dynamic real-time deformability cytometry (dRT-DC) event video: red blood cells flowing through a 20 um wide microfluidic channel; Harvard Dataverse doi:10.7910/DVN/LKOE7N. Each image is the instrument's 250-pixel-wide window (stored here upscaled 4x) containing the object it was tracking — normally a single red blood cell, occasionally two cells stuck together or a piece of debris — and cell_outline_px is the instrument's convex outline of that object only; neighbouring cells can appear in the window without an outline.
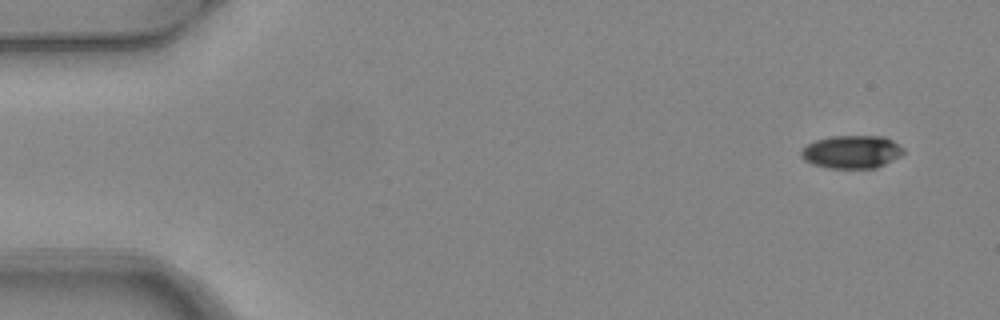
{"species": "common noctule bat (a hibernating species)", "species_latin": "Nyctalus noctula", "temperature_condition": "warm", "stored_images_in_passage": 4, "camera_frame_rate_fps": 3000, "um_per_image_px": 0.085, "animal": {"sex": "female", "body_mass_g": 24.6, "forearm_length_mm": 56.2}, "frame": {"image": 1, "passage_image": 1, "time_ms": 0.0, "image_size_px": [1000, 320], "cell_outline_px": [[904, 152], [900, 156], [876, 168], [828, 168], [804, 160], [800, 156], [800, 152], [808, 144], [816, 140], [832, 136], [884, 136], [892, 140], [904, 148]], "centroid_in_image_um": [72.41, 12.9], "position_along_channel_um": 12.6, "area_um2": 19.54}}
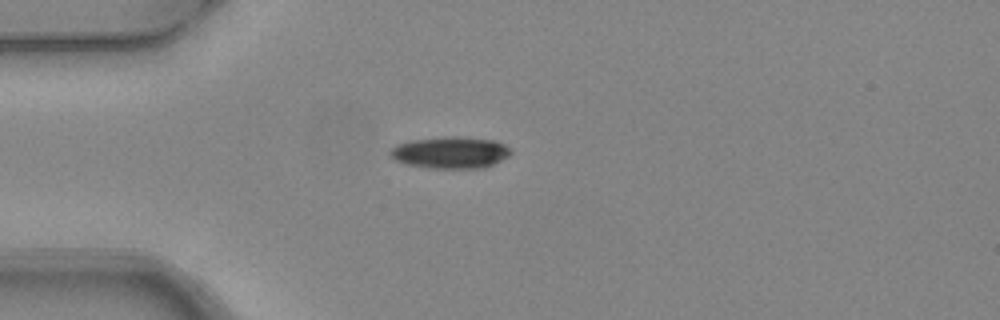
{"frame": {"image": 2, "passage_image": 4, "time_ms": 1.0, "image_size_px": [1000, 320], "cell_outline_px": [[512, 152], [508, 156], [484, 168], [432, 168], [404, 164], [392, 160], [388, 156], [388, 152], [396, 144], [412, 140], [444, 136], [456, 136], [496, 140], [512, 148]], "centroid_in_image_um": [38.25, 12.96], "position_along_channel_um": 46.8, "area_um2": 22.66}}